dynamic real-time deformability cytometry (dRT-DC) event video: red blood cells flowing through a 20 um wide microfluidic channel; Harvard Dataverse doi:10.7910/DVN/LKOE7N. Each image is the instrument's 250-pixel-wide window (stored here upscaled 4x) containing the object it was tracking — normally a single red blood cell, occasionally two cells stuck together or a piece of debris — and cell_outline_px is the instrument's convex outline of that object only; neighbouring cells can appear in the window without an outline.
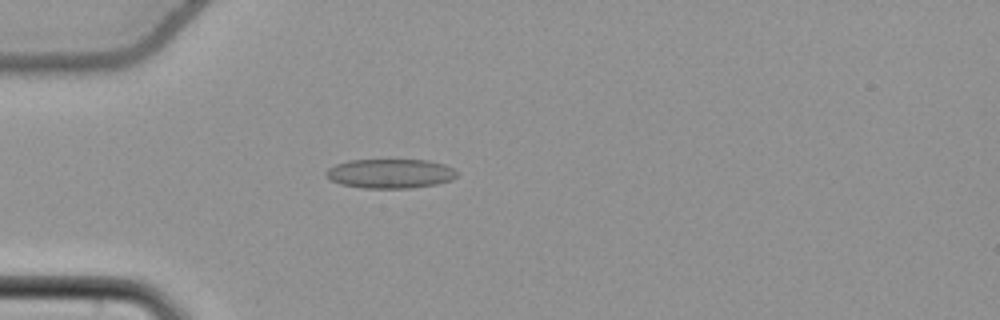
{"species": "common noctule bat (a hibernating species)", "species_latin": "Nyctalus noctula", "temperature_condition": "cold", "stored_images_in_passage": 54, "camera_frame_rate_fps": 3000, "um_per_image_px": 0.085, "animal": {"sex": "female", "body_mass_g": 22.7, "forearm_length_mm": 54.2}, "frame": {"image": 1, "passage_image": 16, "time_ms": 5.0, "image_size_px": [1000, 320], "cell_outline_px": [[456, 176], [452, 180], [436, 184], [412, 188], [364, 188], [340, 184], [324, 176], [324, 172], [328, 168], [336, 164], [348, 160], [428, 160], [444, 164], [452, 168], [456, 172]], "centroid_in_image_um": [33.14, 14.75], "position_along_channel_um": 51.9, "area_um2": 22.43}}
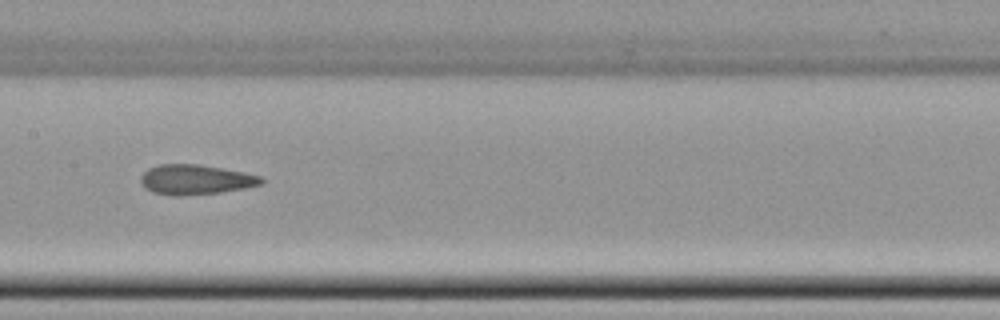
{"frame": {"image": 2, "passage_image": 28, "time_ms": 9.0, "image_size_px": [1000, 320], "cell_outline_px": [[264, 184], [244, 188], [220, 192], [184, 196], [176, 196], [152, 192], [144, 188], [140, 184], [140, 176], [148, 168], [160, 164], [200, 164], [244, 172], [260, 176], [264, 180]], "centroid_in_image_um": [16.6, 15.27], "position_along_channel_um": 190.8, "area_um2": 21.21}}
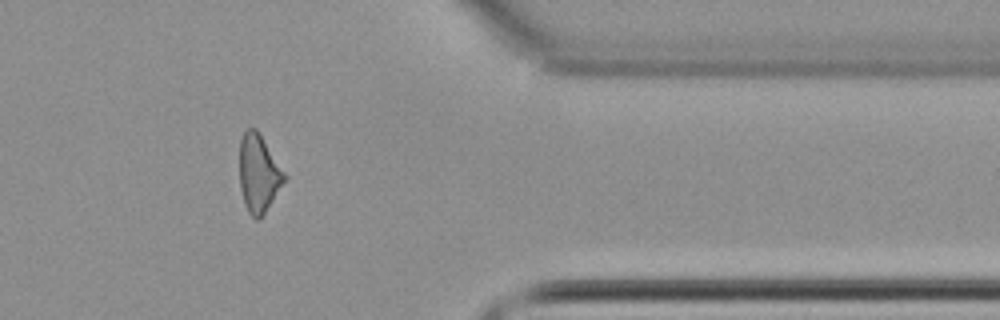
{"frame": {"image": 3, "passage_image": 45, "time_ms": 14.667, "image_size_px": [1000, 320], "cell_outline_px": [[288, 176], [264, 216], [260, 220], [256, 220], [248, 212], [244, 204], [240, 188], [240, 140], [244, 132], [248, 128], [256, 128], [260, 132]], "centroid_in_image_um": [22.01, 14.76], "position_along_channel_um": 389.4, "area_um2": 20.81}, "authors_computed_cell_mechanics": {"area_um2": 21.2704, "velocity_mm_per_s": 3.8199, "shape_relaxation_time_tau1_ms": null, "shape_relaxation_time_tau2_ms": 3.8302, "deformation_change_tau1": null, "deformation_change_tau2": 0.1239}}